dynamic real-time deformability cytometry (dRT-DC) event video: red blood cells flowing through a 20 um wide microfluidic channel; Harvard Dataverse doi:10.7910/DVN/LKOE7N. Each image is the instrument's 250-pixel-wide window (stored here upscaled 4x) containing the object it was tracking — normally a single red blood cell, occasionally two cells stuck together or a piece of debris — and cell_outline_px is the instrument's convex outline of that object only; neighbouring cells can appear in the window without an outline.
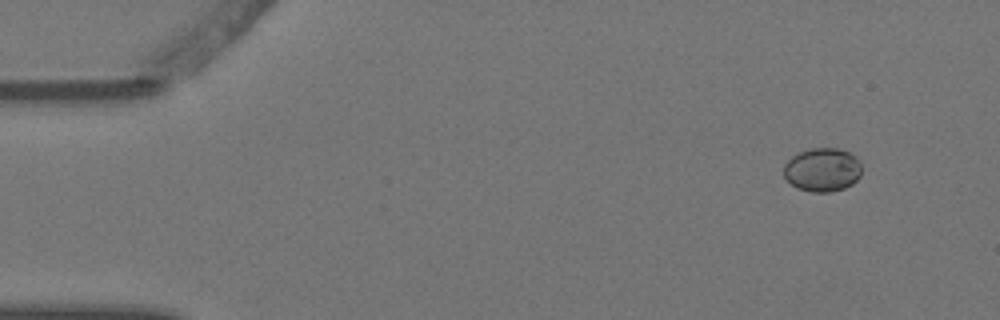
{"species": "Egyptian fruit bat (a non-hibernating species)", "species_latin": "Rousettus aegyptiacus", "temperature_condition": "warm", "stored_images_in_passage": 4, "camera_frame_rate_fps": 3000, "um_per_image_px": 0.085, "animal": {"sex": "female"}, "frame": {"image": 1, "passage_image": 1, "time_ms": 0.0, "image_size_px": [1000, 320], "cell_outline_px": [[860, 176], [852, 184], [844, 188], [828, 192], [812, 192], [796, 188], [784, 176], [784, 164], [792, 156], [800, 152], [812, 148], [836, 148], [848, 152], [856, 156], [860, 164]], "centroid_in_image_um": [69.9, 14.43], "position_along_channel_um": 15.1, "area_um2": 19.71}}
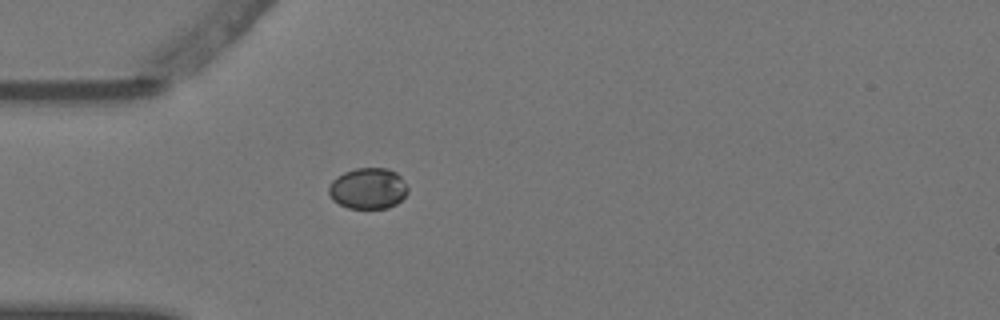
{"frame": {"image": 2, "passage_image": 4, "time_ms": 1.0, "image_size_px": [1000, 320], "cell_outline_px": [[408, 192], [396, 204], [388, 208], [348, 208], [332, 200], [328, 192], [328, 188], [332, 180], [336, 176], [344, 172], [356, 168], [388, 168], [396, 172], [408, 184]], "centroid_in_image_um": [31.29, 16.01], "position_along_channel_um": 53.7, "area_um2": 19.07}}